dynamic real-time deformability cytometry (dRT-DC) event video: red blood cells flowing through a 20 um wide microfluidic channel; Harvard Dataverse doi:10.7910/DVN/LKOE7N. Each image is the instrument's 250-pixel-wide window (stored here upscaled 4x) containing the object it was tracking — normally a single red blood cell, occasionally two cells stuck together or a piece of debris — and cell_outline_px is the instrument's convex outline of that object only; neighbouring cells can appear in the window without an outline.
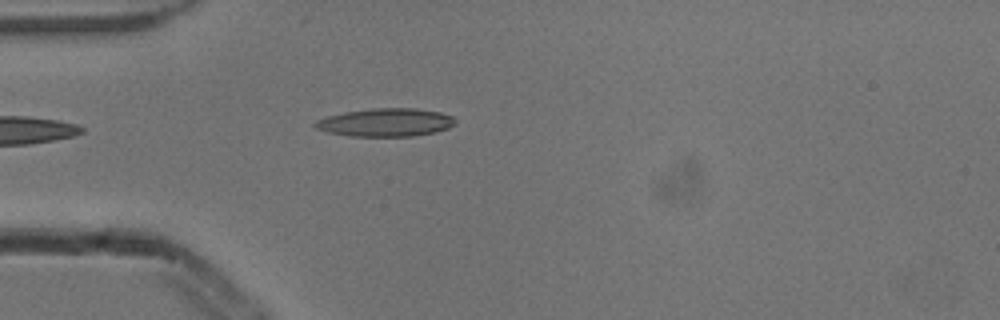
{"species": "common noctule bat (a hibernating species)", "species_latin": "Nyctalus noctula", "temperature_condition": "cold", "stored_images_in_passage": 1, "camera_frame_rate_fps": 3000, "um_per_image_px": 0.085, "animal": {"sex": "male", "body_mass_g": 13.3}, "frame": {"image": 1, "passage_image": 1, "time_ms": 0.0, "image_size_px": [1000, 320], "cell_outline_px": [[456, 120], [448, 128], [436, 132], [412, 136], [352, 136], [328, 132], [316, 128], [312, 124], [316, 120], [328, 116], [344, 112], [372, 108], [416, 108], [440, 112], [452, 116]], "centroid_in_image_um": [32.77, 10.4], "position_along_channel_um": 52.2, "area_um2": 22.89}}